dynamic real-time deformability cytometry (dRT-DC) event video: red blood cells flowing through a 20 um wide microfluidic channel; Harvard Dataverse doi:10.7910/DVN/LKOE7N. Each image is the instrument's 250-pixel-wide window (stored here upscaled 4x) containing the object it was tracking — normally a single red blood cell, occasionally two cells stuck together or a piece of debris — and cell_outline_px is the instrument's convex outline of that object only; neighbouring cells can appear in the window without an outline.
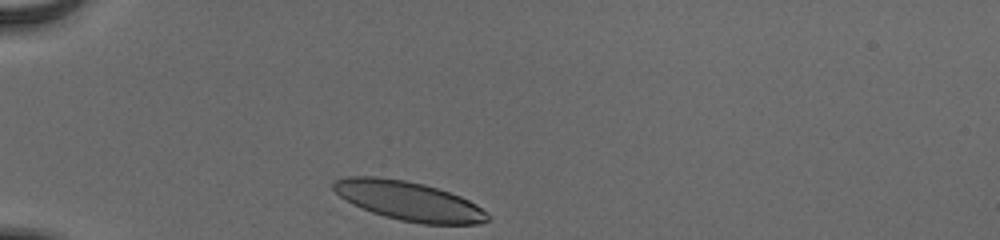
{"species": "human", "species_latin": "Homo sapiens", "temperature_condition": "cold", "stored_images_in_passage": 31, "camera_frame_rate_fps": 3000, "um_per_image_px": 0.085, "donor": {"sex": "male"}, "frame": {"image": 1, "passage_image": 1, "time_ms": 0.0, "image_size_px": [1000, 240], "cell_outline_px": [[488, 220], [480, 224], [424, 224], [400, 220], [384, 216], [372, 212], [352, 204], [340, 196], [332, 188], [332, 184], [336, 180], [348, 176], [376, 176], [404, 180], [424, 184], [460, 196], [476, 204], [488, 216]], "centroid_in_image_um": [34.71, 17.08], "position_along_channel_um": 50.3, "area_um2": 34.85}}
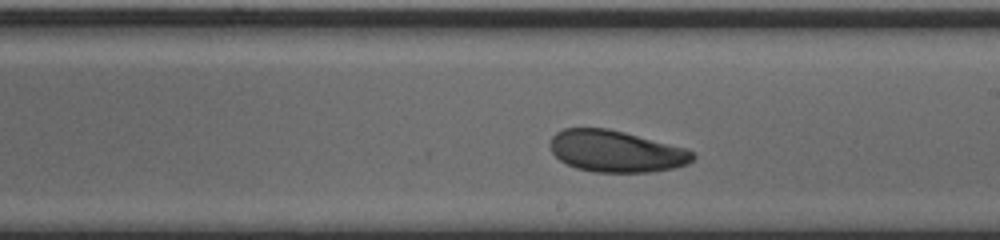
{"frame": {"image": 2, "passage_image": 18, "time_ms": 5.667, "image_size_px": [1000, 240], "cell_outline_px": [[696, 156], [688, 164], [672, 168], [652, 172], [596, 172], [576, 168], [560, 160], [552, 152], [548, 144], [552, 136], [556, 132], [564, 128], [608, 128], [688, 148]], "centroid_in_image_um": [52.36, 12.85], "position_along_channel_um": 236.6, "area_um2": 34.74}}
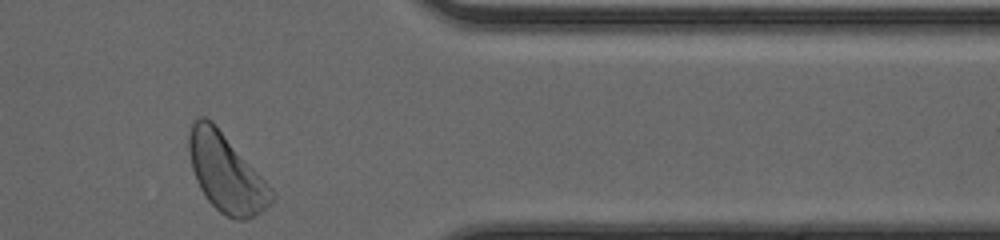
{"frame": {"image": 3, "passage_image": 31, "time_ms": 10.0, "image_size_px": [1000, 240], "cell_outline_px": [[276, 196], [272, 204], [256, 216], [244, 220], [236, 220], [220, 212], [208, 200], [200, 188], [196, 180], [192, 168], [188, 148], [188, 132], [192, 120], [196, 116], [204, 116], [212, 120], [276, 192]], "centroid_in_image_um": [19.23, 14.69], "position_along_channel_um": 392.2, "area_um2": 37.92}, "authors_computed_cell_mechanics": {"area_um2": 35.3736, "velocity_mm_per_s": 3.8379, "shape_relaxation_time_tau1_ms": 3.0403, "shape_relaxation_time_tau2_ms": null, "deformation_change_tau1": 0.1182, "deformation_change_tau2": null}}